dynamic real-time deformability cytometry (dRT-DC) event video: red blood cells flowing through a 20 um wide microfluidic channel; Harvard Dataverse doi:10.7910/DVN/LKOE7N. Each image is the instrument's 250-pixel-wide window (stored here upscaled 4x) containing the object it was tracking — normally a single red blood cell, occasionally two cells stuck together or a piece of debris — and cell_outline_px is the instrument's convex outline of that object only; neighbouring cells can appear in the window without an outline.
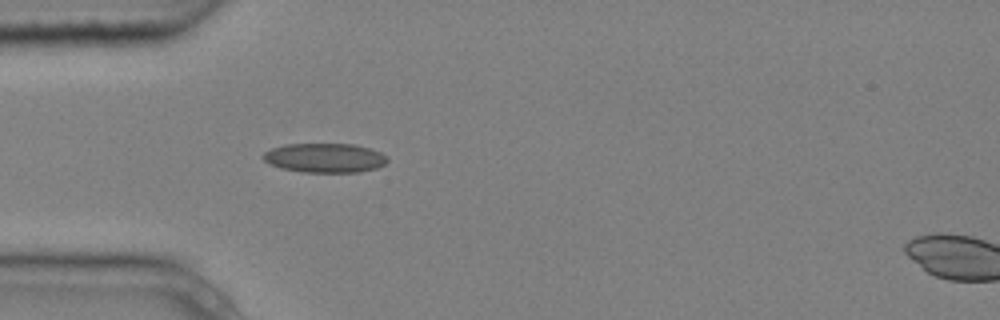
{"species": "common noctule bat (a hibernating species)", "species_latin": "Nyctalus noctula", "temperature_condition": "cold", "stored_images_in_passage": 4, "segment_of_instrument_passage": [1, 2], "camera_frame_rate_fps": 3000, "um_per_image_px": 0.085, "animal": {"sex": "male", "body_mass_g": 20.4}, "frame": {"image": 1, "passage_image": 3, "time_ms": 0.667, "image_size_px": [1000, 320], "cell_outline_px": [[388, 160], [384, 164], [376, 168], [360, 172], [304, 172], [280, 168], [264, 160], [260, 156], [264, 152], [272, 148], [284, 144], [356, 144], [372, 148], [388, 156]], "centroid_in_image_um": [27.63, 13.41], "position_along_channel_um": 57.4, "area_um2": 21.39}}